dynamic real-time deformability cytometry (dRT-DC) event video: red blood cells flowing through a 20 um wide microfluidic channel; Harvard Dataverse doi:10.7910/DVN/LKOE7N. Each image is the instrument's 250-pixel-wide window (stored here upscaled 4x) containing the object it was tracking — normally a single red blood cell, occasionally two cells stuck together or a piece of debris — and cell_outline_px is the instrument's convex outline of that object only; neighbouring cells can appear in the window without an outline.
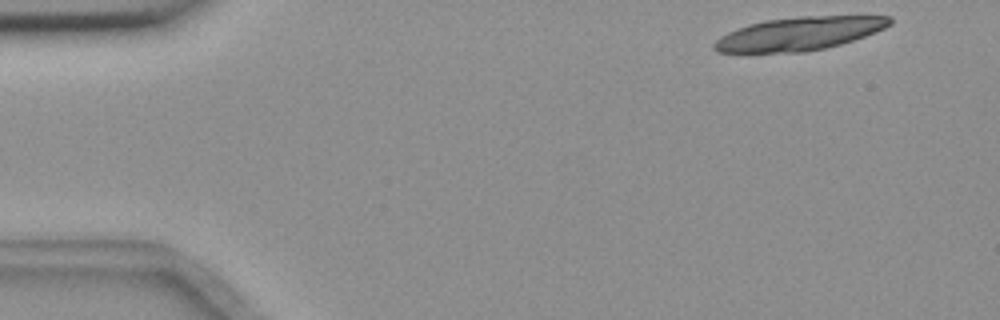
{"species": "common noctule bat (a hibernating species)", "species_latin": "Nyctalus noctula", "temperature_condition": "room temperature", "stored_images_in_passage": 16, "camera_frame_rate_fps": 3000, "um_per_image_px": 0.085, "animal": {"sex": "female", "body_mass_g": 18.4}, "frame": {"image": 1, "passage_image": 2, "time_ms": 0.333, "image_size_px": [1000, 320], "cell_outline_px": [[892, 24], [876, 32], [840, 44], [824, 48], [804, 52], [716, 52], [712, 48], [712, 44], [720, 36], [736, 28], [748, 24], [764, 20], [800, 16], [892, 16]], "centroid_in_image_um": [67.9, 2.85], "position_along_channel_um": 17.1, "area_um2": 34.04}}